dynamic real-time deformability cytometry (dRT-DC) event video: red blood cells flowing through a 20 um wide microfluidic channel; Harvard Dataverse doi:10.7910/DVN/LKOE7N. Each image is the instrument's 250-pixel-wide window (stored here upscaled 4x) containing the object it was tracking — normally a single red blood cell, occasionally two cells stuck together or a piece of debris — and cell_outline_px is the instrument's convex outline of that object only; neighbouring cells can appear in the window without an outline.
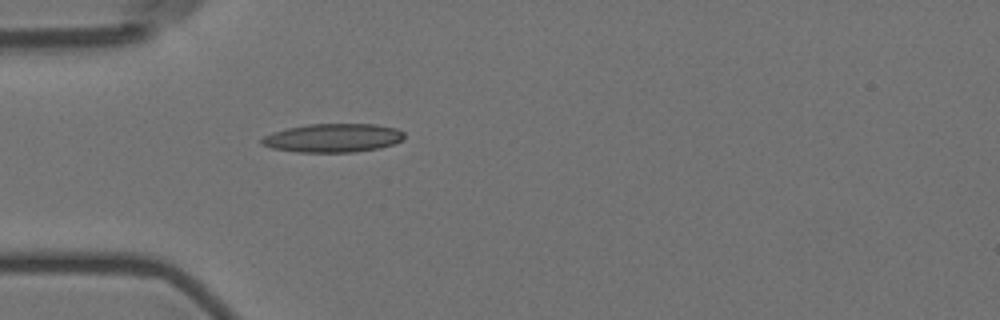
{"species": "Egyptian fruit bat (a non-hibernating species)", "species_latin": "Rousettus aegyptiacus", "temperature_condition": "room temperature", "stored_images_in_passage": 1, "camera_frame_rate_fps": 3000, "um_per_image_px": 0.085, "animal": {"sex": "female"}, "frame": {"image": 1, "passage_image": 1, "time_ms": 0.0, "image_size_px": [1000, 320], "cell_outline_px": [[404, 136], [400, 140], [392, 144], [380, 148], [356, 152], [296, 152], [272, 148], [260, 144], [260, 140], [264, 136], [272, 132], [288, 128], [308, 124], [376, 124], [396, 128], [404, 132]], "centroid_in_image_um": [28.28, 11.72], "position_along_channel_um": 56.7, "area_um2": 23.81}}